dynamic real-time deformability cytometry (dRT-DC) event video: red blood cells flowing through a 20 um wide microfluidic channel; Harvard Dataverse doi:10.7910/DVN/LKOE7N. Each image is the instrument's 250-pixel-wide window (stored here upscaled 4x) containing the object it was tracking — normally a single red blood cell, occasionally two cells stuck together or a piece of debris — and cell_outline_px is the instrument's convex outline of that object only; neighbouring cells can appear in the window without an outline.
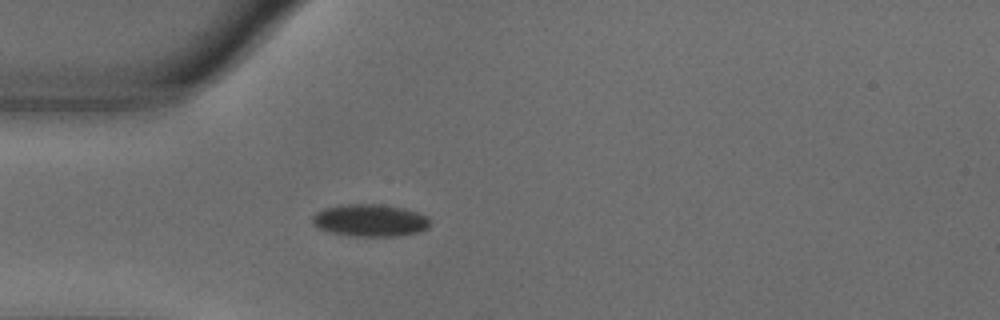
{"species": "common noctule bat (a hibernating species)", "species_latin": "Nyctalus noctula", "temperature_condition": "warm", "stored_images_in_passage": 41, "camera_frame_rate_fps": 3000, "um_per_image_px": 0.085, "animal": {"sex": "male", "body_mass_g": 18.8}, "frame": {"image": 1, "passage_image": 1, "time_ms": 0.0, "image_size_px": [1000, 320], "cell_outline_px": [[432, 224], [428, 228], [420, 232], [396, 236], [348, 236], [328, 232], [312, 224], [312, 216], [316, 212], [324, 208], [340, 204], [380, 204], [404, 208], [428, 216], [432, 220]], "centroid_in_image_um": [31.47, 18.73], "position_along_channel_um": 53.5, "area_um2": 22.54}}
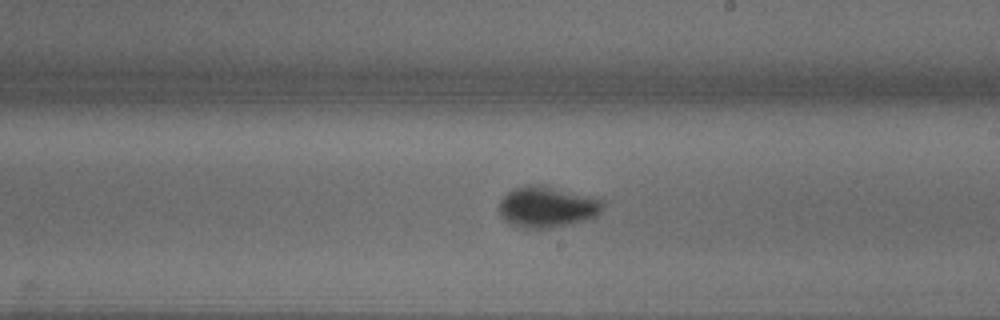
{"frame": {"image": 2, "passage_image": 17, "time_ms": 5.333, "image_size_px": [1000, 320], "cell_outline_px": [[604, 204], [600, 212], [596, 216], [568, 224], [548, 228], [524, 228], [508, 224], [500, 216], [500, 200], [508, 192], [516, 188], [528, 184], [544, 184], [600, 196], [604, 200]], "centroid_in_image_um": [46.55, 17.54], "position_along_channel_um": 242.4, "area_um2": 25.43}}
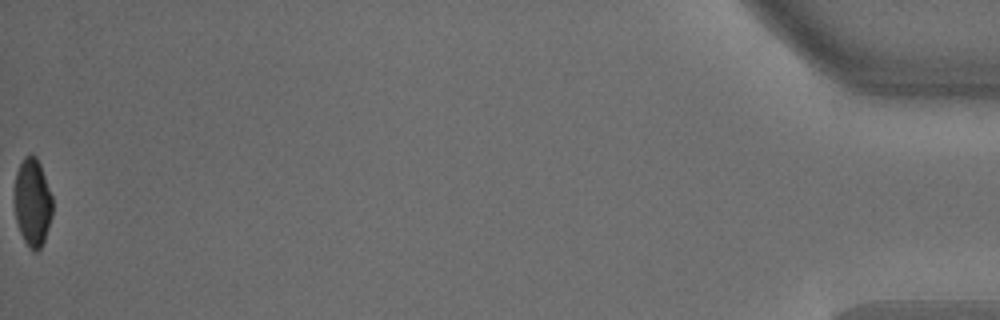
{"frame": {"image": 3, "passage_image": 41, "time_ms": 13.333, "image_size_px": [1000, 320], "cell_outline_px": [[52, 216], [44, 240], [40, 248], [36, 252], [24, 240], [20, 232], [16, 220], [16, 172], [24, 156], [36, 156], [40, 164], [52, 196]], "centroid_in_image_um": [2.79, 17.19], "position_along_channel_um": 432.4, "area_um2": 18.9}, "authors_computed_cell_mechanics": {"area_um2": 22.253, "velocity_mm_per_s": 3.6409, "shape_relaxation_time_tau1_ms": 3.9953, "shape_relaxation_time_tau2_ms": null, "deformation_change_tau1": 0.1323, "deformation_change_tau2": null}}